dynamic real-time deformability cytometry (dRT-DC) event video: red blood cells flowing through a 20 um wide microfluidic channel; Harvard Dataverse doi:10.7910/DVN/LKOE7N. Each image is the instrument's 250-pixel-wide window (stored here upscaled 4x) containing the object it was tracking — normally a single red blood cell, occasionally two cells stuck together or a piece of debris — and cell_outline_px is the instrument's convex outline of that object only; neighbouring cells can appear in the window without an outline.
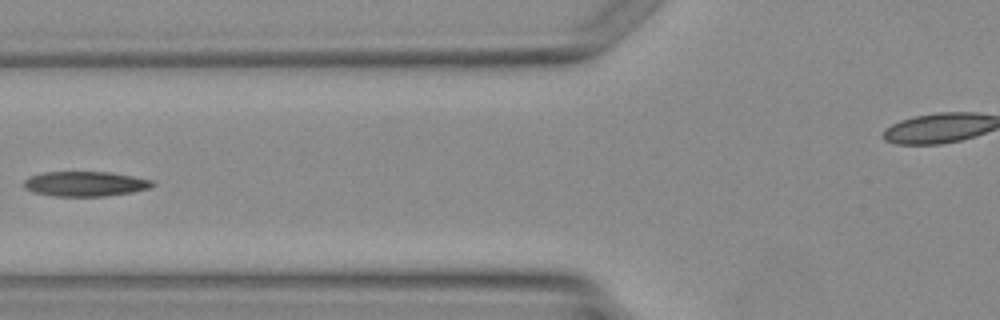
{"species": "Egyptian fruit bat (a non-hibernating species)", "species_latin": "Rousettus aegyptiacus", "temperature_condition": "warm", "stored_images_in_passage": 5, "camera_frame_rate_fps": 3000, "um_per_image_px": 0.085, "animal": {"sex": "female"}, "frame": {"image": 1, "passage_image": 5, "time_ms": 5.333, "image_size_px": [1000, 320], "cell_outline_px": [[156, 184], [148, 188], [132, 192], [104, 196], [52, 196], [32, 192], [24, 188], [24, 180], [28, 176], [44, 172], [112, 172], [152, 180]], "centroid_in_image_um": [7.2, 15.62], "position_along_channel_um": 118.6, "area_um2": 18.73}}